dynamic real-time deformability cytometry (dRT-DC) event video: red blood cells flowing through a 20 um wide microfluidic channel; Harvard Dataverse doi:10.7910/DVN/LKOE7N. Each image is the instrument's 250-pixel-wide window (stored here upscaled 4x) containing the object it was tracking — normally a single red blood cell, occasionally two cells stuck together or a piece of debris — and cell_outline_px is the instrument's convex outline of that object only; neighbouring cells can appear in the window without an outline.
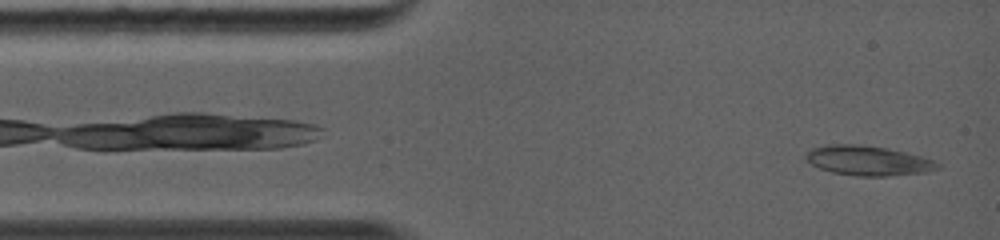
{"species": "common noctule bat (a hibernating species)", "species_latin": "Nyctalus noctula", "temperature_condition": "warm", "stored_images_in_passage": 53, "camera_frame_rate_fps": 5000, "um_per_image_px": 0.085, "animal": {"sex": "female", "body_mass_g": 19.0, "forearm_length_mm": 56.7}, "frame": {"image": 1, "passage_image": 2, "time_ms": 0.2, "image_size_px": [1000, 240], "cell_outline_px": [[940, 168], [928, 172], [888, 176], [856, 176], [832, 172], [820, 168], [812, 164], [808, 160], [808, 152], [812, 148], [824, 144], [856, 144], [888, 148], [920, 156], [932, 160], [940, 164]], "centroid_in_image_um": [73.81, 13.65], "position_along_channel_um": 11.2, "area_um2": 22.66}}
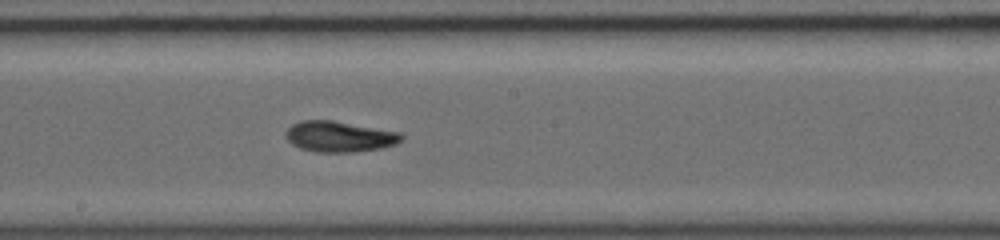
{"frame": {"image": 2, "passage_image": 26, "time_ms": 6.2, "image_size_px": [1000, 240], "cell_outline_px": [[404, 136], [396, 144], [380, 148], [352, 152], [316, 152], [300, 148], [292, 144], [284, 136], [284, 132], [292, 124], [300, 120], [332, 120], [400, 132]], "centroid_in_image_um": [28.81, 11.6], "position_along_channel_um": 219.4, "area_um2": 20.75}}
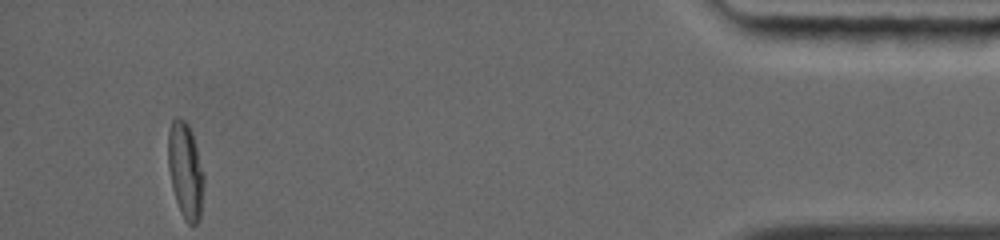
{"frame": {"image": 3, "passage_image": 53, "time_ms": 12.6, "image_size_px": [1000, 240], "cell_outline_px": [[204, 188], [200, 220], [196, 224], [188, 224], [184, 220], [180, 212], [172, 188], [168, 168], [168, 132], [172, 120], [176, 116], [180, 116], [188, 124], [192, 132], [204, 176]], "centroid_in_image_um": [15.76, 14.51], "position_along_channel_um": 419.4, "area_um2": 20.23}, "authors_computed_cell_mechanics": {"area_um2": 19.941, "velocity_mm_per_s": 4.4603, "shape_relaxation_time_tau1_ms": 5.5098, "shape_relaxation_time_tau2_ms": 3.1754, "deformation_change_tau1": 0.2058, "deformation_change_tau2": 0.0906}}